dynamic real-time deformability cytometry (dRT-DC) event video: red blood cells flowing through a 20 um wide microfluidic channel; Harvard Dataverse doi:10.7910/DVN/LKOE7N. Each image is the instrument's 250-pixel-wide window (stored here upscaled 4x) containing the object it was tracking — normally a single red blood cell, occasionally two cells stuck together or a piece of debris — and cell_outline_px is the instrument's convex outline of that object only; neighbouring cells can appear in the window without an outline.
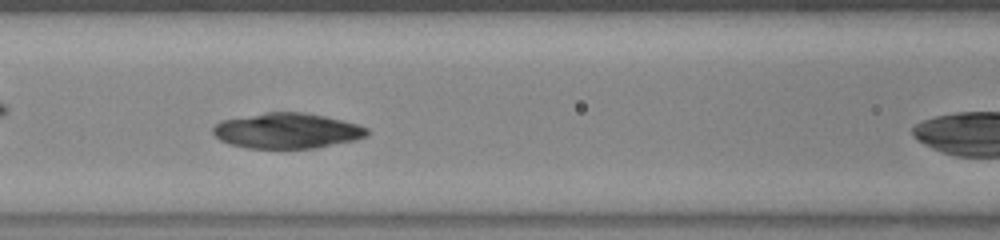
{"species": "common noctule bat (a hibernating species)", "species_latin": "Nyctalus noctula", "temperature_condition": "warm", "stored_images_in_passage": 30, "camera_frame_rate_fps": 3000, "um_per_image_px": 0.085, "animal": {"sex": "female", "body_mass_g": 23.0, "forearm_length_mm": 53.4}, "frame": {"image": 1, "passage_image": 9, "time_ms": 2.667, "image_size_px": [1000, 240], "cell_outline_px": [[368, 136], [356, 140], [316, 148], [248, 148], [232, 144], [220, 140], [212, 132], [212, 128], [220, 120], [268, 112], [304, 112], [324, 116], [356, 124], [368, 128]], "centroid_in_image_um": [24.4, 11.11], "position_along_channel_um": 142.2, "area_um2": 31.67}}
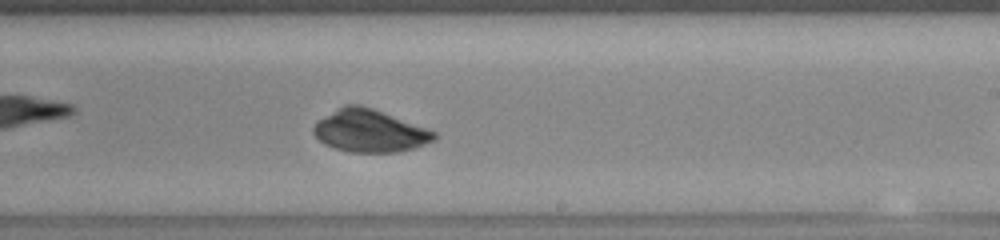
{"frame": {"image": 2, "passage_image": 18, "time_ms": 5.667, "image_size_px": [1000, 240], "cell_outline_px": [[436, 136], [432, 140], [416, 148], [396, 152], [352, 152], [332, 148], [324, 144], [312, 132], [312, 128], [320, 120], [336, 108], [344, 104], [360, 104], [372, 108], [436, 132]], "centroid_in_image_um": [31.39, 11.13], "position_along_channel_um": 257.6, "area_um2": 29.54}}